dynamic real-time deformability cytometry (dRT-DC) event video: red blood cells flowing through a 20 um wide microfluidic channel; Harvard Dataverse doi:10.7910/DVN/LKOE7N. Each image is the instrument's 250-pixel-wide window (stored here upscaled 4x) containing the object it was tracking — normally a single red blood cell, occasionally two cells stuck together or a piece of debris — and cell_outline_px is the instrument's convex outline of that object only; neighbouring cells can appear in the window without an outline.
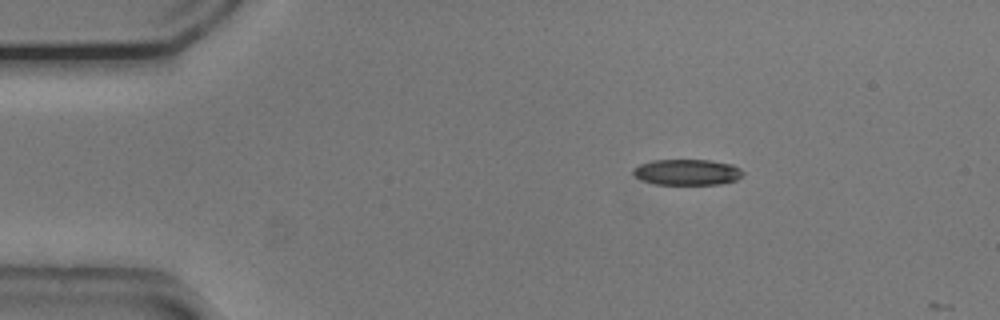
{"species": "common noctule bat (a hibernating species)", "species_latin": "Nyctalus noctula", "temperature_condition": "cold", "stored_images_in_passage": 3, "camera_frame_rate_fps": 3000, "um_per_image_px": 0.085, "animal": {"sex": "male", "body_mass_g": 20.5, "forearm_length_mm": 52.5}, "frame": {"image": 1, "passage_image": 1, "time_ms": 0.0, "image_size_px": [1000, 320], "cell_outline_px": [[744, 172], [736, 180], [720, 184], [652, 184], [640, 180], [632, 172], [632, 168], [640, 164], [652, 160], [712, 160], [732, 164], [740, 168]], "centroid_in_image_um": [58.38, 14.63], "position_along_channel_um": 26.6, "area_um2": 16.65}}